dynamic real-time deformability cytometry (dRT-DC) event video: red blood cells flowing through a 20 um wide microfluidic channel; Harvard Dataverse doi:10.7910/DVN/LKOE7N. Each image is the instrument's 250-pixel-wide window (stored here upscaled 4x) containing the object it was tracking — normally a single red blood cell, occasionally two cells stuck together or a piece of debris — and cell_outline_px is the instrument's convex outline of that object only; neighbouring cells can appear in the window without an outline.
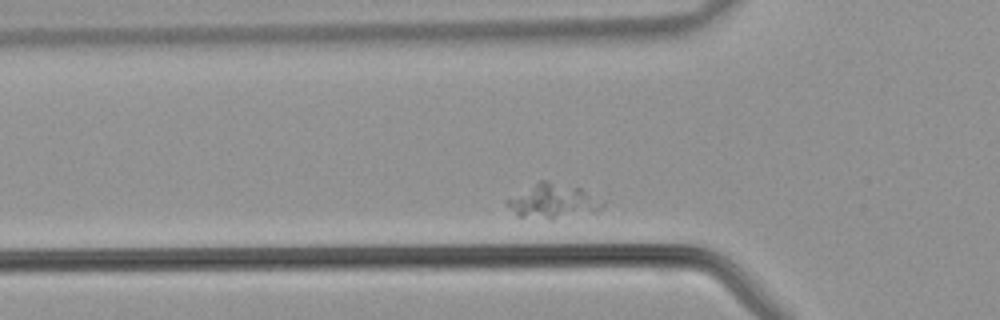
{"species": "common noctule bat (a hibernating species)", "species_latin": "Nyctalus noctula", "temperature_condition": "warm", "stored_images_in_passage": 29, "segment_of_instrument_passage": [1, 2], "camera_frame_rate_fps": 3000, "um_per_image_px": 0.085, "animal": {"sex": "male", "body_mass_g": 21.5, "forearm_length_mm": 52.0}, "frame": {"image": 1, "passage_image": 7, "time_ms": 2.0, "image_size_px": [1000, 320], "cell_outline_px": [[604, 204], [596, 212], [552, 220], [516, 216], [504, 200], [540, 180], [548, 180], [580, 188]], "centroid_in_image_um": [46.94, 17.12], "position_along_channel_um": 78.9, "area_um2": 19.07}}
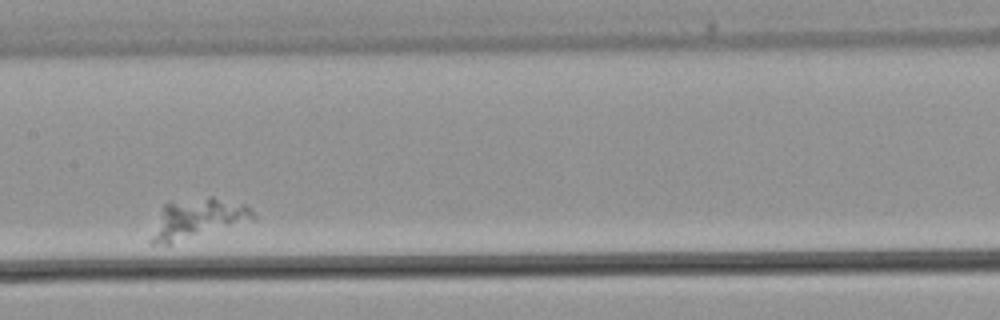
{"frame": {"image": 2, "passage_image": 15, "time_ms": 4.667, "image_size_px": [1000, 320], "cell_outline_px": [[256, 220], [172, 244], [152, 244], [148, 240], [164, 204], [212, 196], [244, 204], [256, 216]], "centroid_in_image_um": [16.81, 18.62], "position_along_channel_um": 190.6, "area_um2": 23.58}}
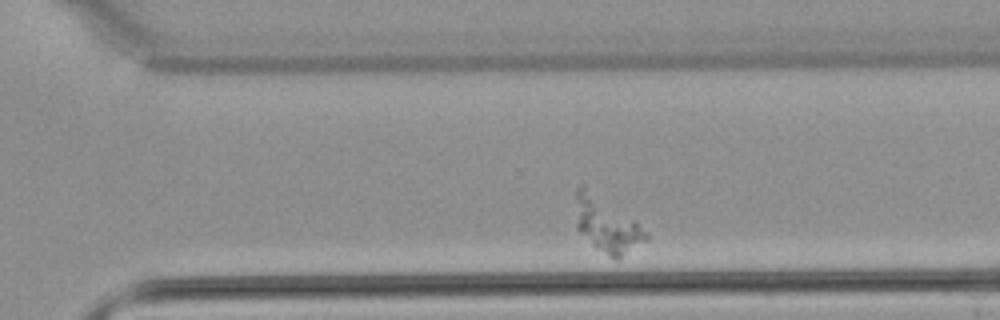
{"frame": {"image": 3, "passage_image": 24, "time_ms": 7.667, "image_size_px": [1000, 320], "cell_outline_px": [[648, 240], [620, 260], [616, 260], [608, 256], [596, 248], [576, 228], [576, 188], [584, 184], [636, 220], [648, 232]], "centroid_in_image_um": [51.61, 19.12], "position_along_channel_um": 319.0, "area_um2": 23.0}}